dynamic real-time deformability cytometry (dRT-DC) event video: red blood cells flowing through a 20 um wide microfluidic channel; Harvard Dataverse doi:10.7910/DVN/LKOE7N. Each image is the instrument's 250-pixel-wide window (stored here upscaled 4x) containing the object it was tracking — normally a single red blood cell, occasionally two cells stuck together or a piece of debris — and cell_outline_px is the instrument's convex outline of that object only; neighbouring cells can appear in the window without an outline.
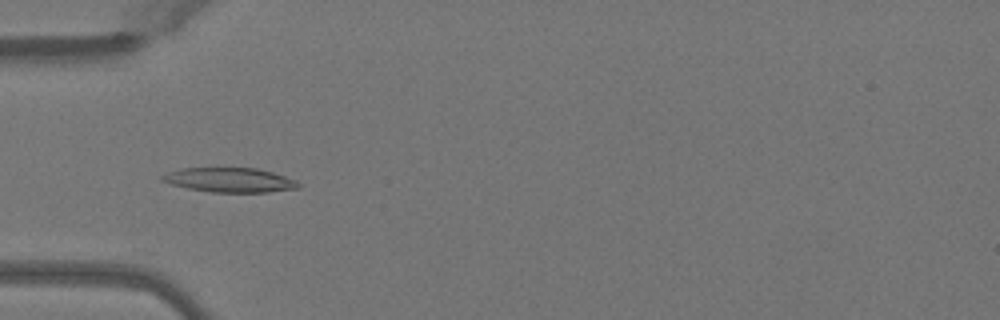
{"species": "Egyptian fruit bat (a non-hibernating species)", "species_latin": "Rousettus aegyptiacus", "temperature_condition": "warm", "stored_images_in_passage": 29, "camera_frame_rate_fps": 3000, "um_per_image_px": 0.085, "animal": {"sex": "female"}, "frame": {"image": 1, "passage_image": 17, "time_ms": 5.333, "image_size_px": [1000, 320], "cell_outline_px": [[300, 188], [268, 192], [212, 192], [188, 188], [172, 184], [160, 180], [160, 176], [168, 172], [180, 168], [256, 168], [272, 172], [296, 180], [300, 184]], "centroid_in_image_um": [19.53, 15.3], "position_along_channel_um": 65.5, "area_um2": 19.36}}
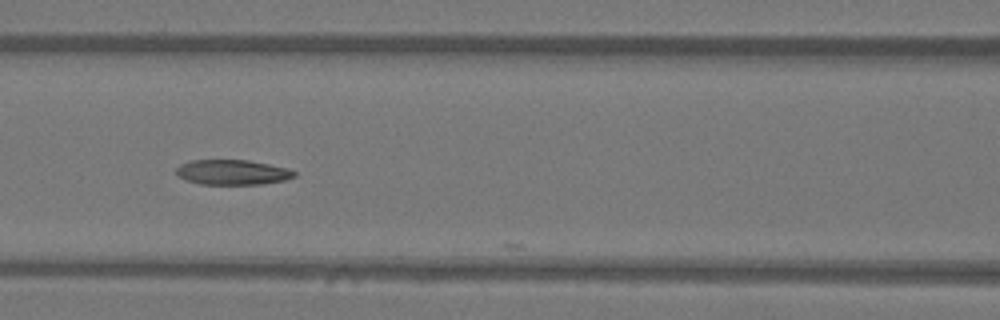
{"frame": {"image": 2, "passage_image": 23, "time_ms": 7.333, "image_size_px": [1000, 320], "cell_outline_px": [[296, 176], [284, 180], [260, 184], [200, 184], [188, 180], [180, 176], [176, 172], [176, 168], [180, 164], [192, 160], [248, 160], [288, 168], [296, 172]], "centroid_in_image_um": [19.77, 14.63], "position_along_channel_um": 146.8, "area_um2": 17.05}}
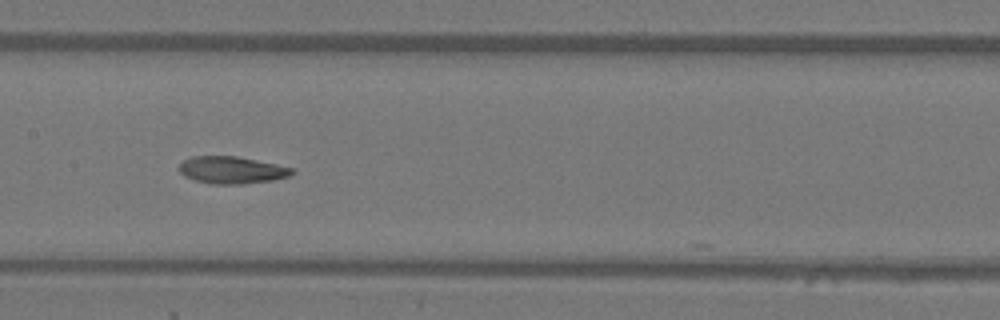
{"frame": {"image": 3, "passage_image": 26, "time_ms": 8.333, "image_size_px": [1000, 320], "cell_outline_px": [[292, 176], [272, 180], [240, 184], [212, 184], [196, 180], [184, 176], [180, 172], [180, 164], [184, 160], [192, 156], [236, 156], [276, 164], [292, 168]], "centroid_in_image_um": [19.69, 14.45], "position_along_channel_um": 187.7, "area_um2": 17.69}}